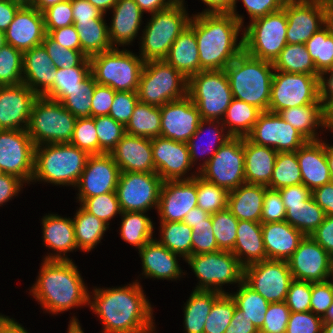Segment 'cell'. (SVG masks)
Masks as SVG:
<instances>
[{"mask_svg":"<svg viewBox=\"0 0 333 333\" xmlns=\"http://www.w3.org/2000/svg\"><path fill=\"white\" fill-rule=\"evenodd\" d=\"M140 282L135 278L121 286L91 288L88 307L99 318L102 333H158L154 305Z\"/></svg>","mask_w":333,"mask_h":333,"instance_id":"obj_1","label":"cell"},{"mask_svg":"<svg viewBox=\"0 0 333 333\" xmlns=\"http://www.w3.org/2000/svg\"><path fill=\"white\" fill-rule=\"evenodd\" d=\"M41 261L36 281L27 290L44 314L57 316L75 308L88 307L90 288L75 260Z\"/></svg>","mask_w":333,"mask_h":333,"instance_id":"obj_2","label":"cell"},{"mask_svg":"<svg viewBox=\"0 0 333 333\" xmlns=\"http://www.w3.org/2000/svg\"><path fill=\"white\" fill-rule=\"evenodd\" d=\"M200 71L224 70L243 50V27L231 13H192ZM241 34V35H240Z\"/></svg>","mask_w":333,"mask_h":333,"instance_id":"obj_3","label":"cell"},{"mask_svg":"<svg viewBox=\"0 0 333 333\" xmlns=\"http://www.w3.org/2000/svg\"><path fill=\"white\" fill-rule=\"evenodd\" d=\"M89 154L71 143H48L35 147L31 184L76 186ZM49 183V184H48Z\"/></svg>","mask_w":333,"mask_h":333,"instance_id":"obj_4","label":"cell"},{"mask_svg":"<svg viewBox=\"0 0 333 333\" xmlns=\"http://www.w3.org/2000/svg\"><path fill=\"white\" fill-rule=\"evenodd\" d=\"M273 63L248 55L244 50L224 69L233 98L268 111Z\"/></svg>","mask_w":333,"mask_h":333,"instance_id":"obj_5","label":"cell"},{"mask_svg":"<svg viewBox=\"0 0 333 333\" xmlns=\"http://www.w3.org/2000/svg\"><path fill=\"white\" fill-rule=\"evenodd\" d=\"M186 2L177 0L169 8L148 15L138 43V53L145 62L164 60L175 39L189 25L192 14Z\"/></svg>","mask_w":333,"mask_h":333,"instance_id":"obj_6","label":"cell"},{"mask_svg":"<svg viewBox=\"0 0 333 333\" xmlns=\"http://www.w3.org/2000/svg\"><path fill=\"white\" fill-rule=\"evenodd\" d=\"M89 59L96 83L107 85L115 91L137 92L145 63L137 52L113 47Z\"/></svg>","mask_w":333,"mask_h":333,"instance_id":"obj_7","label":"cell"},{"mask_svg":"<svg viewBox=\"0 0 333 333\" xmlns=\"http://www.w3.org/2000/svg\"><path fill=\"white\" fill-rule=\"evenodd\" d=\"M77 118L61 102L38 96L34 101L27 132L35 147L70 143Z\"/></svg>","mask_w":333,"mask_h":333,"instance_id":"obj_8","label":"cell"},{"mask_svg":"<svg viewBox=\"0 0 333 333\" xmlns=\"http://www.w3.org/2000/svg\"><path fill=\"white\" fill-rule=\"evenodd\" d=\"M185 263L198 280L194 290L228 293L223 286L236 288L243 281L244 267L231 251L191 255Z\"/></svg>","mask_w":333,"mask_h":333,"instance_id":"obj_9","label":"cell"},{"mask_svg":"<svg viewBox=\"0 0 333 333\" xmlns=\"http://www.w3.org/2000/svg\"><path fill=\"white\" fill-rule=\"evenodd\" d=\"M188 79L165 60H151L144 63L139 86L138 99L155 107L187 96Z\"/></svg>","mask_w":333,"mask_h":333,"instance_id":"obj_10","label":"cell"},{"mask_svg":"<svg viewBox=\"0 0 333 333\" xmlns=\"http://www.w3.org/2000/svg\"><path fill=\"white\" fill-rule=\"evenodd\" d=\"M187 96L197 106L201 119L222 120L233 100L224 70L200 71L188 79Z\"/></svg>","mask_w":333,"mask_h":333,"instance_id":"obj_11","label":"cell"},{"mask_svg":"<svg viewBox=\"0 0 333 333\" xmlns=\"http://www.w3.org/2000/svg\"><path fill=\"white\" fill-rule=\"evenodd\" d=\"M246 24L243 28L244 51L252 57L273 63L287 45L285 10L282 8Z\"/></svg>","mask_w":333,"mask_h":333,"instance_id":"obj_12","label":"cell"},{"mask_svg":"<svg viewBox=\"0 0 333 333\" xmlns=\"http://www.w3.org/2000/svg\"><path fill=\"white\" fill-rule=\"evenodd\" d=\"M318 76L274 70L268 111L279 113L302 105L322 104Z\"/></svg>","mask_w":333,"mask_h":333,"instance_id":"obj_13","label":"cell"},{"mask_svg":"<svg viewBox=\"0 0 333 333\" xmlns=\"http://www.w3.org/2000/svg\"><path fill=\"white\" fill-rule=\"evenodd\" d=\"M198 175L228 192L244 184L243 137H232L223 144Z\"/></svg>","mask_w":333,"mask_h":333,"instance_id":"obj_14","label":"cell"},{"mask_svg":"<svg viewBox=\"0 0 333 333\" xmlns=\"http://www.w3.org/2000/svg\"><path fill=\"white\" fill-rule=\"evenodd\" d=\"M162 184L157 173L121 172L116 187L121 211L157 210Z\"/></svg>","mask_w":333,"mask_h":333,"instance_id":"obj_15","label":"cell"},{"mask_svg":"<svg viewBox=\"0 0 333 333\" xmlns=\"http://www.w3.org/2000/svg\"><path fill=\"white\" fill-rule=\"evenodd\" d=\"M292 280L284 260L267 259L244 267L243 281L269 303L285 302Z\"/></svg>","mask_w":333,"mask_h":333,"instance_id":"obj_16","label":"cell"},{"mask_svg":"<svg viewBox=\"0 0 333 333\" xmlns=\"http://www.w3.org/2000/svg\"><path fill=\"white\" fill-rule=\"evenodd\" d=\"M35 145L27 130L0 129V169L30 186Z\"/></svg>","mask_w":333,"mask_h":333,"instance_id":"obj_17","label":"cell"},{"mask_svg":"<svg viewBox=\"0 0 333 333\" xmlns=\"http://www.w3.org/2000/svg\"><path fill=\"white\" fill-rule=\"evenodd\" d=\"M283 9L287 16L288 44H305L330 20L331 8L317 1L285 2Z\"/></svg>","mask_w":333,"mask_h":333,"instance_id":"obj_18","label":"cell"},{"mask_svg":"<svg viewBox=\"0 0 333 333\" xmlns=\"http://www.w3.org/2000/svg\"><path fill=\"white\" fill-rule=\"evenodd\" d=\"M247 138L256 145L279 152L297 151L308 140L278 113L263 111Z\"/></svg>","mask_w":333,"mask_h":333,"instance_id":"obj_19","label":"cell"},{"mask_svg":"<svg viewBox=\"0 0 333 333\" xmlns=\"http://www.w3.org/2000/svg\"><path fill=\"white\" fill-rule=\"evenodd\" d=\"M151 146L155 171L163 181L189 180L199 174L191 163L187 143L159 136L151 139Z\"/></svg>","mask_w":333,"mask_h":333,"instance_id":"obj_20","label":"cell"},{"mask_svg":"<svg viewBox=\"0 0 333 333\" xmlns=\"http://www.w3.org/2000/svg\"><path fill=\"white\" fill-rule=\"evenodd\" d=\"M119 166L109 153L89 155L85 168L74 187L79 205L86 199L108 192H116L120 176Z\"/></svg>","mask_w":333,"mask_h":333,"instance_id":"obj_21","label":"cell"},{"mask_svg":"<svg viewBox=\"0 0 333 333\" xmlns=\"http://www.w3.org/2000/svg\"><path fill=\"white\" fill-rule=\"evenodd\" d=\"M293 279L308 282L329 280L332 256L311 236H305L287 260Z\"/></svg>","mask_w":333,"mask_h":333,"instance_id":"obj_22","label":"cell"},{"mask_svg":"<svg viewBox=\"0 0 333 333\" xmlns=\"http://www.w3.org/2000/svg\"><path fill=\"white\" fill-rule=\"evenodd\" d=\"M140 261L142 262L141 273L137 276L141 280H166L176 281L186 278L187 270H183L180 265V260L185 262L182 257L176 253H173L162 244H160L155 238L147 242L141 249L138 250Z\"/></svg>","mask_w":333,"mask_h":333,"instance_id":"obj_23","label":"cell"},{"mask_svg":"<svg viewBox=\"0 0 333 333\" xmlns=\"http://www.w3.org/2000/svg\"><path fill=\"white\" fill-rule=\"evenodd\" d=\"M160 111V136L174 141L187 143L201 121L197 106L188 96L164 104Z\"/></svg>","mask_w":333,"mask_h":333,"instance_id":"obj_24","label":"cell"},{"mask_svg":"<svg viewBox=\"0 0 333 333\" xmlns=\"http://www.w3.org/2000/svg\"><path fill=\"white\" fill-rule=\"evenodd\" d=\"M196 176L189 180L163 181L157 207L159 221H183L197 207Z\"/></svg>","mask_w":333,"mask_h":333,"instance_id":"obj_25","label":"cell"},{"mask_svg":"<svg viewBox=\"0 0 333 333\" xmlns=\"http://www.w3.org/2000/svg\"><path fill=\"white\" fill-rule=\"evenodd\" d=\"M42 245L51 252H46L43 260H73L70 252L79 251L76 240L72 217H64L59 213L48 212L42 216ZM69 253V254H68Z\"/></svg>","mask_w":333,"mask_h":333,"instance_id":"obj_26","label":"cell"},{"mask_svg":"<svg viewBox=\"0 0 333 333\" xmlns=\"http://www.w3.org/2000/svg\"><path fill=\"white\" fill-rule=\"evenodd\" d=\"M37 97L24 83L0 86V129L27 130Z\"/></svg>","mask_w":333,"mask_h":333,"instance_id":"obj_27","label":"cell"},{"mask_svg":"<svg viewBox=\"0 0 333 333\" xmlns=\"http://www.w3.org/2000/svg\"><path fill=\"white\" fill-rule=\"evenodd\" d=\"M107 14H111L108 23V35L112 47L126 48L133 46L135 40L139 43L144 13L134 0H118ZM138 37V38H137Z\"/></svg>","mask_w":333,"mask_h":333,"instance_id":"obj_28","label":"cell"},{"mask_svg":"<svg viewBox=\"0 0 333 333\" xmlns=\"http://www.w3.org/2000/svg\"><path fill=\"white\" fill-rule=\"evenodd\" d=\"M4 33L7 44L22 53L42 45L47 34L43 12L31 6L21 7Z\"/></svg>","mask_w":333,"mask_h":333,"instance_id":"obj_29","label":"cell"},{"mask_svg":"<svg viewBox=\"0 0 333 333\" xmlns=\"http://www.w3.org/2000/svg\"><path fill=\"white\" fill-rule=\"evenodd\" d=\"M109 154L121 172L156 173L151 139L126 133Z\"/></svg>","mask_w":333,"mask_h":333,"instance_id":"obj_30","label":"cell"},{"mask_svg":"<svg viewBox=\"0 0 333 333\" xmlns=\"http://www.w3.org/2000/svg\"><path fill=\"white\" fill-rule=\"evenodd\" d=\"M231 138L222 120L201 119L197 131L187 142L195 169L201 171L216 151Z\"/></svg>","mask_w":333,"mask_h":333,"instance_id":"obj_31","label":"cell"},{"mask_svg":"<svg viewBox=\"0 0 333 333\" xmlns=\"http://www.w3.org/2000/svg\"><path fill=\"white\" fill-rule=\"evenodd\" d=\"M325 139L307 141L296 151L302 183L311 191L331 182Z\"/></svg>","mask_w":333,"mask_h":333,"instance_id":"obj_32","label":"cell"},{"mask_svg":"<svg viewBox=\"0 0 333 333\" xmlns=\"http://www.w3.org/2000/svg\"><path fill=\"white\" fill-rule=\"evenodd\" d=\"M57 68L43 45L23 52V83L38 96H44L53 86Z\"/></svg>","mask_w":333,"mask_h":333,"instance_id":"obj_33","label":"cell"},{"mask_svg":"<svg viewBox=\"0 0 333 333\" xmlns=\"http://www.w3.org/2000/svg\"><path fill=\"white\" fill-rule=\"evenodd\" d=\"M267 259L287 261L305 235L288 222L261 223Z\"/></svg>","mask_w":333,"mask_h":333,"instance_id":"obj_34","label":"cell"},{"mask_svg":"<svg viewBox=\"0 0 333 333\" xmlns=\"http://www.w3.org/2000/svg\"><path fill=\"white\" fill-rule=\"evenodd\" d=\"M245 159V183L268 186L277 157V151L267 146L256 145L243 137Z\"/></svg>","mask_w":333,"mask_h":333,"instance_id":"obj_35","label":"cell"},{"mask_svg":"<svg viewBox=\"0 0 333 333\" xmlns=\"http://www.w3.org/2000/svg\"><path fill=\"white\" fill-rule=\"evenodd\" d=\"M278 114L308 141L320 140L323 132H328L326 108L322 104H307L283 109Z\"/></svg>","mask_w":333,"mask_h":333,"instance_id":"obj_36","label":"cell"},{"mask_svg":"<svg viewBox=\"0 0 333 333\" xmlns=\"http://www.w3.org/2000/svg\"><path fill=\"white\" fill-rule=\"evenodd\" d=\"M236 242L231 251L243 267L267 260L261 222L239 220Z\"/></svg>","mask_w":333,"mask_h":333,"instance_id":"obj_37","label":"cell"},{"mask_svg":"<svg viewBox=\"0 0 333 333\" xmlns=\"http://www.w3.org/2000/svg\"><path fill=\"white\" fill-rule=\"evenodd\" d=\"M267 189L263 185L244 183L229 192L227 209L238 220L260 222Z\"/></svg>","mask_w":333,"mask_h":333,"instance_id":"obj_38","label":"cell"},{"mask_svg":"<svg viewBox=\"0 0 333 333\" xmlns=\"http://www.w3.org/2000/svg\"><path fill=\"white\" fill-rule=\"evenodd\" d=\"M164 60L187 79L200 72V60L195 31L189 25L175 39Z\"/></svg>","mask_w":333,"mask_h":333,"instance_id":"obj_39","label":"cell"},{"mask_svg":"<svg viewBox=\"0 0 333 333\" xmlns=\"http://www.w3.org/2000/svg\"><path fill=\"white\" fill-rule=\"evenodd\" d=\"M79 206L72 217L75 240L79 251L89 253L102 243L105 232L112 228L109 229L105 222Z\"/></svg>","mask_w":333,"mask_h":333,"instance_id":"obj_40","label":"cell"},{"mask_svg":"<svg viewBox=\"0 0 333 333\" xmlns=\"http://www.w3.org/2000/svg\"><path fill=\"white\" fill-rule=\"evenodd\" d=\"M222 293L217 291L192 290L183 305V332L203 333L206 318L214 301Z\"/></svg>","mask_w":333,"mask_h":333,"instance_id":"obj_41","label":"cell"},{"mask_svg":"<svg viewBox=\"0 0 333 333\" xmlns=\"http://www.w3.org/2000/svg\"><path fill=\"white\" fill-rule=\"evenodd\" d=\"M120 238L127 244L134 246L136 251L155 237V222L147 212H122L119 216ZM154 222V223H153Z\"/></svg>","mask_w":333,"mask_h":333,"instance_id":"obj_42","label":"cell"},{"mask_svg":"<svg viewBox=\"0 0 333 333\" xmlns=\"http://www.w3.org/2000/svg\"><path fill=\"white\" fill-rule=\"evenodd\" d=\"M74 26L79 34L81 51L88 58L113 48L109 40L106 19L74 21Z\"/></svg>","mask_w":333,"mask_h":333,"instance_id":"obj_43","label":"cell"},{"mask_svg":"<svg viewBox=\"0 0 333 333\" xmlns=\"http://www.w3.org/2000/svg\"><path fill=\"white\" fill-rule=\"evenodd\" d=\"M261 112L256 106L233 98L222 123L232 137H247L252 132Z\"/></svg>","mask_w":333,"mask_h":333,"instance_id":"obj_44","label":"cell"},{"mask_svg":"<svg viewBox=\"0 0 333 333\" xmlns=\"http://www.w3.org/2000/svg\"><path fill=\"white\" fill-rule=\"evenodd\" d=\"M158 237L155 239L164 247L186 260L192 255V228L183 221H158Z\"/></svg>","mask_w":333,"mask_h":333,"instance_id":"obj_45","label":"cell"},{"mask_svg":"<svg viewBox=\"0 0 333 333\" xmlns=\"http://www.w3.org/2000/svg\"><path fill=\"white\" fill-rule=\"evenodd\" d=\"M125 131L129 135L152 139L160 136L161 111L155 107L138 101Z\"/></svg>","mask_w":333,"mask_h":333,"instance_id":"obj_46","label":"cell"},{"mask_svg":"<svg viewBox=\"0 0 333 333\" xmlns=\"http://www.w3.org/2000/svg\"><path fill=\"white\" fill-rule=\"evenodd\" d=\"M227 291L236 302L237 308L241 310L242 315L251 320L254 326L260 331L270 303L244 281L237 286L236 292L232 289L231 291L227 289Z\"/></svg>","mask_w":333,"mask_h":333,"instance_id":"obj_47","label":"cell"},{"mask_svg":"<svg viewBox=\"0 0 333 333\" xmlns=\"http://www.w3.org/2000/svg\"><path fill=\"white\" fill-rule=\"evenodd\" d=\"M285 209V221L305 236H310L326 217L312 195L303 204L289 205V208Z\"/></svg>","mask_w":333,"mask_h":333,"instance_id":"obj_48","label":"cell"},{"mask_svg":"<svg viewBox=\"0 0 333 333\" xmlns=\"http://www.w3.org/2000/svg\"><path fill=\"white\" fill-rule=\"evenodd\" d=\"M276 71L319 75L305 44H288L273 62Z\"/></svg>","mask_w":333,"mask_h":333,"instance_id":"obj_49","label":"cell"},{"mask_svg":"<svg viewBox=\"0 0 333 333\" xmlns=\"http://www.w3.org/2000/svg\"><path fill=\"white\" fill-rule=\"evenodd\" d=\"M305 45L319 74L333 69V22L331 19Z\"/></svg>","mask_w":333,"mask_h":333,"instance_id":"obj_50","label":"cell"},{"mask_svg":"<svg viewBox=\"0 0 333 333\" xmlns=\"http://www.w3.org/2000/svg\"><path fill=\"white\" fill-rule=\"evenodd\" d=\"M91 73L90 59L87 58L80 66L69 67L68 69L57 68L52 88L44 97L62 102L69 92L74 90Z\"/></svg>","mask_w":333,"mask_h":333,"instance_id":"obj_51","label":"cell"},{"mask_svg":"<svg viewBox=\"0 0 333 333\" xmlns=\"http://www.w3.org/2000/svg\"><path fill=\"white\" fill-rule=\"evenodd\" d=\"M301 183V170L296 151L277 153L271 181L267 188L278 190L282 187L298 185Z\"/></svg>","mask_w":333,"mask_h":333,"instance_id":"obj_52","label":"cell"},{"mask_svg":"<svg viewBox=\"0 0 333 333\" xmlns=\"http://www.w3.org/2000/svg\"><path fill=\"white\" fill-rule=\"evenodd\" d=\"M96 81L90 73L74 90L61 102L77 119L91 117L92 95Z\"/></svg>","mask_w":333,"mask_h":333,"instance_id":"obj_53","label":"cell"},{"mask_svg":"<svg viewBox=\"0 0 333 333\" xmlns=\"http://www.w3.org/2000/svg\"><path fill=\"white\" fill-rule=\"evenodd\" d=\"M237 305L229 293H222L213 303L203 333H225Z\"/></svg>","mask_w":333,"mask_h":333,"instance_id":"obj_54","label":"cell"},{"mask_svg":"<svg viewBox=\"0 0 333 333\" xmlns=\"http://www.w3.org/2000/svg\"><path fill=\"white\" fill-rule=\"evenodd\" d=\"M196 188L197 207L210 215L227 209L229 192L226 189L204 180L199 175L196 176Z\"/></svg>","mask_w":333,"mask_h":333,"instance_id":"obj_55","label":"cell"},{"mask_svg":"<svg viewBox=\"0 0 333 333\" xmlns=\"http://www.w3.org/2000/svg\"><path fill=\"white\" fill-rule=\"evenodd\" d=\"M23 83V53L9 44L0 49V86Z\"/></svg>","mask_w":333,"mask_h":333,"instance_id":"obj_56","label":"cell"},{"mask_svg":"<svg viewBox=\"0 0 333 333\" xmlns=\"http://www.w3.org/2000/svg\"><path fill=\"white\" fill-rule=\"evenodd\" d=\"M238 222L239 220L228 209L212 214V230L220 250H233Z\"/></svg>","mask_w":333,"mask_h":333,"instance_id":"obj_57","label":"cell"},{"mask_svg":"<svg viewBox=\"0 0 333 333\" xmlns=\"http://www.w3.org/2000/svg\"><path fill=\"white\" fill-rule=\"evenodd\" d=\"M98 137V154L110 153L126 134L125 126L109 115L94 117Z\"/></svg>","mask_w":333,"mask_h":333,"instance_id":"obj_58","label":"cell"},{"mask_svg":"<svg viewBox=\"0 0 333 333\" xmlns=\"http://www.w3.org/2000/svg\"><path fill=\"white\" fill-rule=\"evenodd\" d=\"M80 205L109 227L111 226L110 222L122 213L116 192L86 198Z\"/></svg>","mask_w":333,"mask_h":333,"instance_id":"obj_59","label":"cell"},{"mask_svg":"<svg viewBox=\"0 0 333 333\" xmlns=\"http://www.w3.org/2000/svg\"><path fill=\"white\" fill-rule=\"evenodd\" d=\"M55 68L68 69L80 66L88 57L81 50L67 49L54 41L48 34L42 42Z\"/></svg>","mask_w":333,"mask_h":333,"instance_id":"obj_60","label":"cell"},{"mask_svg":"<svg viewBox=\"0 0 333 333\" xmlns=\"http://www.w3.org/2000/svg\"><path fill=\"white\" fill-rule=\"evenodd\" d=\"M239 1L243 4L241 6L244 7L249 16L250 21H248V23L260 17H264L267 14L281 10L285 3L284 0H234L230 13L239 21L243 28L246 22L244 14H238L237 3Z\"/></svg>","mask_w":333,"mask_h":333,"instance_id":"obj_61","label":"cell"},{"mask_svg":"<svg viewBox=\"0 0 333 333\" xmlns=\"http://www.w3.org/2000/svg\"><path fill=\"white\" fill-rule=\"evenodd\" d=\"M70 143L89 155L98 154V137L94 117L77 119Z\"/></svg>","mask_w":333,"mask_h":333,"instance_id":"obj_62","label":"cell"},{"mask_svg":"<svg viewBox=\"0 0 333 333\" xmlns=\"http://www.w3.org/2000/svg\"><path fill=\"white\" fill-rule=\"evenodd\" d=\"M192 228V255L219 251L212 226V214L204 222L190 223Z\"/></svg>","mask_w":333,"mask_h":333,"instance_id":"obj_63","label":"cell"},{"mask_svg":"<svg viewBox=\"0 0 333 333\" xmlns=\"http://www.w3.org/2000/svg\"><path fill=\"white\" fill-rule=\"evenodd\" d=\"M311 292L312 282L293 279L285 299V303L290 311H310Z\"/></svg>","mask_w":333,"mask_h":333,"instance_id":"obj_64","label":"cell"},{"mask_svg":"<svg viewBox=\"0 0 333 333\" xmlns=\"http://www.w3.org/2000/svg\"><path fill=\"white\" fill-rule=\"evenodd\" d=\"M290 313L285 302L270 303L259 333H286Z\"/></svg>","mask_w":333,"mask_h":333,"instance_id":"obj_65","label":"cell"},{"mask_svg":"<svg viewBox=\"0 0 333 333\" xmlns=\"http://www.w3.org/2000/svg\"><path fill=\"white\" fill-rule=\"evenodd\" d=\"M138 101L137 92L116 91L113 104L109 111V116L126 126Z\"/></svg>","mask_w":333,"mask_h":333,"instance_id":"obj_66","label":"cell"},{"mask_svg":"<svg viewBox=\"0 0 333 333\" xmlns=\"http://www.w3.org/2000/svg\"><path fill=\"white\" fill-rule=\"evenodd\" d=\"M323 320L313 312H291L286 333H322Z\"/></svg>","mask_w":333,"mask_h":333,"instance_id":"obj_67","label":"cell"},{"mask_svg":"<svg viewBox=\"0 0 333 333\" xmlns=\"http://www.w3.org/2000/svg\"><path fill=\"white\" fill-rule=\"evenodd\" d=\"M45 30H54L74 24L71 0L58 3L43 11Z\"/></svg>","mask_w":333,"mask_h":333,"instance_id":"obj_68","label":"cell"},{"mask_svg":"<svg viewBox=\"0 0 333 333\" xmlns=\"http://www.w3.org/2000/svg\"><path fill=\"white\" fill-rule=\"evenodd\" d=\"M333 302V284L330 280L312 282L310 311L323 318Z\"/></svg>","mask_w":333,"mask_h":333,"instance_id":"obj_69","label":"cell"},{"mask_svg":"<svg viewBox=\"0 0 333 333\" xmlns=\"http://www.w3.org/2000/svg\"><path fill=\"white\" fill-rule=\"evenodd\" d=\"M286 209L278 190L267 189L263 198L261 223L285 221Z\"/></svg>","mask_w":333,"mask_h":333,"instance_id":"obj_70","label":"cell"},{"mask_svg":"<svg viewBox=\"0 0 333 333\" xmlns=\"http://www.w3.org/2000/svg\"><path fill=\"white\" fill-rule=\"evenodd\" d=\"M115 93L111 87L97 83L92 95L91 117L109 115Z\"/></svg>","mask_w":333,"mask_h":333,"instance_id":"obj_71","label":"cell"},{"mask_svg":"<svg viewBox=\"0 0 333 333\" xmlns=\"http://www.w3.org/2000/svg\"><path fill=\"white\" fill-rule=\"evenodd\" d=\"M26 184L18 177L10 174L0 175V207L11 202L16 196L23 192ZM11 200V201H10Z\"/></svg>","mask_w":333,"mask_h":333,"instance_id":"obj_72","label":"cell"},{"mask_svg":"<svg viewBox=\"0 0 333 333\" xmlns=\"http://www.w3.org/2000/svg\"><path fill=\"white\" fill-rule=\"evenodd\" d=\"M46 33L64 48L81 50L79 34L74 24L54 30H46Z\"/></svg>","mask_w":333,"mask_h":333,"instance_id":"obj_73","label":"cell"},{"mask_svg":"<svg viewBox=\"0 0 333 333\" xmlns=\"http://www.w3.org/2000/svg\"><path fill=\"white\" fill-rule=\"evenodd\" d=\"M278 191L285 208H289V205L303 204L312 195V191L303 183L282 187Z\"/></svg>","mask_w":333,"mask_h":333,"instance_id":"obj_74","label":"cell"},{"mask_svg":"<svg viewBox=\"0 0 333 333\" xmlns=\"http://www.w3.org/2000/svg\"><path fill=\"white\" fill-rule=\"evenodd\" d=\"M71 5L74 21H93L94 19H105L107 16L88 0H71Z\"/></svg>","mask_w":333,"mask_h":333,"instance_id":"obj_75","label":"cell"},{"mask_svg":"<svg viewBox=\"0 0 333 333\" xmlns=\"http://www.w3.org/2000/svg\"><path fill=\"white\" fill-rule=\"evenodd\" d=\"M310 236L333 256V215L326 216Z\"/></svg>","mask_w":333,"mask_h":333,"instance_id":"obj_76","label":"cell"},{"mask_svg":"<svg viewBox=\"0 0 333 333\" xmlns=\"http://www.w3.org/2000/svg\"><path fill=\"white\" fill-rule=\"evenodd\" d=\"M312 198L323 209L326 216L333 215V182L312 191Z\"/></svg>","mask_w":333,"mask_h":333,"instance_id":"obj_77","label":"cell"},{"mask_svg":"<svg viewBox=\"0 0 333 333\" xmlns=\"http://www.w3.org/2000/svg\"><path fill=\"white\" fill-rule=\"evenodd\" d=\"M319 100L327 108L333 102V69L323 71L318 76Z\"/></svg>","mask_w":333,"mask_h":333,"instance_id":"obj_78","label":"cell"},{"mask_svg":"<svg viewBox=\"0 0 333 333\" xmlns=\"http://www.w3.org/2000/svg\"><path fill=\"white\" fill-rule=\"evenodd\" d=\"M229 324L225 333H259L252 321L245 318L237 307Z\"/></svg>","mask_w":333,"mask_h":333,"instance_id":"obj_79","label":"cell"},{"mask_svg":"<svg viewBox=\"0 0 333 333\" xmlns=\"http://www.w3.org/2000/svg\"><path fill=\"white\" fill-rule=\"evenodd\" d=\"M22 6L9 0H0V31L5 32Z\"/></svg>","mask_w":333,"mask_h":333,"instance_id":"obj_80","label":"cell"}]
</instances>
